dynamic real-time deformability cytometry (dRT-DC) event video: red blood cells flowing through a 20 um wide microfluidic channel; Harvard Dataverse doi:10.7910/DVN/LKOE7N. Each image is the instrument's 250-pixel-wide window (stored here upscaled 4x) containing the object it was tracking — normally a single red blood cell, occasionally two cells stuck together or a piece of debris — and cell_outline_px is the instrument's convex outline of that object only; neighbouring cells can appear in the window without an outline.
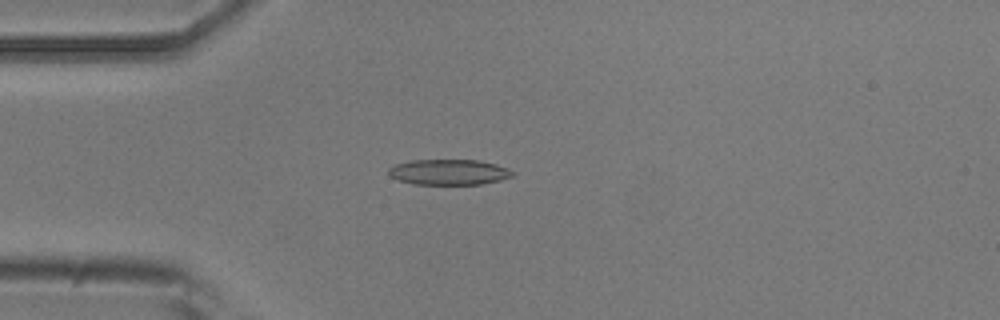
{"species": "common noctule bat (a hibernating species)", "species_latin": "Nyctalus noctula", "temperature_condition": "room temperature", "stored_images_in_passage": 10, "camera_frame_rate_fps": 3000, "um_per_image_px": 0.085, "animal": {"sex": "male", "body_mass_g": 20.5, "forearm_length_mm": 52.5}, "frame": {"image": 1, "passage_image": 4, "time_ms": 4.333, "image_size_px": [1000, 320], "cell_outline_px": [[516, 172], [512, 176], [500, 180], [480, 184], [412, 184], [388, 176], [388, 168], [392, 164], [412, 160], [480, 160], [496, 164]], "centroid_in_image_um": [38.11, 14.62], "position_along_channel_um": 46.9, "area_um2": 18.55}}
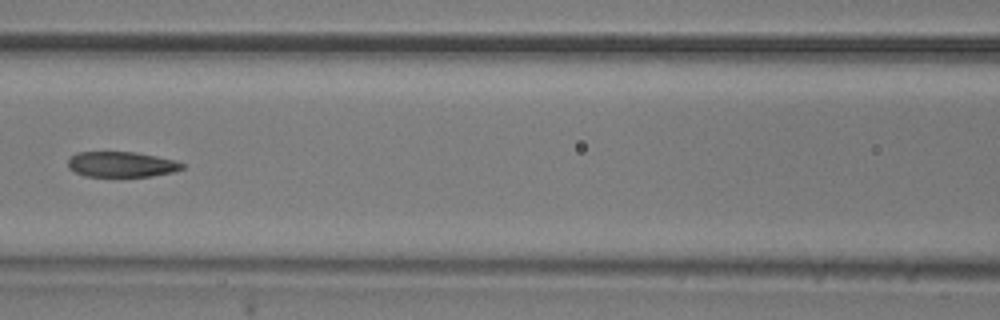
{"frame": {"image": 2, "passage_image": 7, "time_ms": 7.667, "image_size_px": [1000, 320], "cell_outline_px": [[184, 168], [172, 172], [152, 176], [84, 176], [68, 168], [68, 160], [76, 152], [136, 152], [156, 156], [172, 160], [184, 164]], "centroid_in_image_um": [10.3, 13.97], "position_along_channel_um": 156.3, "area_um2": 16.76}}
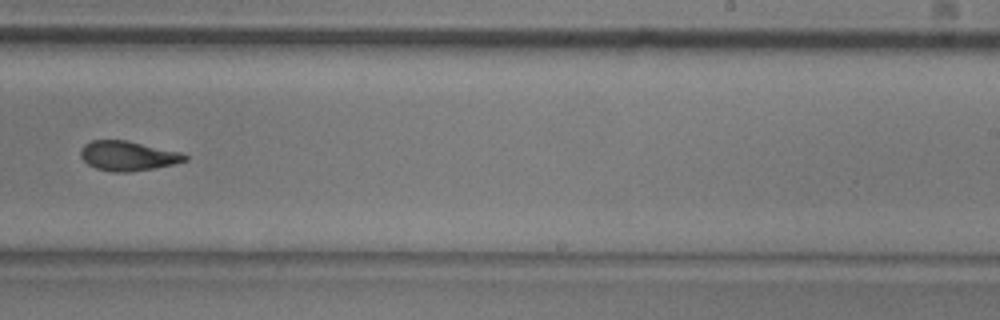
{"frame": {"image": 3, "passage_image": 10, "time_ms": 11.0, "image_size_px": [1000, 320], "cell_outline_px": [[188, 160], [156, 168], [128, 172], [112, 172], [96, 168], [88, 164], [80, 156], [80, 148], [84, 144], [92, 140], [128, 140], [180, 152], [188, 156]], "centroid_in_image_um": [10.86, 13.24], "position_along_channel_um": 278.1, "area_um2": 18.09}}